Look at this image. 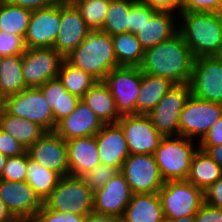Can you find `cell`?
Masks as SVG:
<instances>
[{
	"label": "cell",
	"instance_id": "cell-1",
	"mask_svg": "<svg viewBox=\"0 0 222 222\" xmlns=\"http://www.w3.org/2000/svg\"><path fill=\"white\" fill-rule=\"evenodd\" d=\"M194 59L178 32L164 42L144 50L139 68L142 73L164 77L175 84H189Z\"/></svg>",
	"mask_w": 222,
	"mask_h": 222
},
{
	"label": "cell",
	"instance_id": "cell-2",
	"mask_svg": "<svg viewBox=\"0 0 222 222\" xmlns=\"http://www.w3.org/2000/svg\"><path fill=\"white\" fill-rule=\"evenodd\" d=\"M178 30L194 58L221 56L222 13L180 11Z\"/></svg>",
	"mask_w": 222,
	"mask_h": 222
},
{
	"label": "cell",
	"instance_id": "cell-3",
	"mask_svg": "<svg viewBox=\"0 0 222 222\" xmlns=\"http://www.w3.org/2000/svg\"><path fill=\"white\" fill-rule=\"evenodd\" d=\"M65 60L96 81H103L112 69L118 67L112 38L100 30L90 31Z\"/></svg>",
	"mask_w": 222,
	"mask_h": 222
},
{
	"label": "cell",
	"instance_id": "cell-4",
	"mask_svg": "<svg viewBox=\"0 0 222 222\" xmlns=\"http://www.w3.org/2000/svg\"><path fill=\"white\" fill-rule=\"evenodd\" d=\"M198 148V142L184 136L163 137L154 153L162 179L186 180Z\"/></svg>",
	"mask_w": 222,
	"mask_h": 222
},
{
	"label": "cell",
	"instance_id": "cell-5",
	"mask_svg": "<svg viewBox=\"0 0 222 222\" xmlns=\"http://www.w3.org/2000/svg\"><path fill=\"white\" fill-rule=\"evenodd\" d=\"M43 204L52 211L88 215L93 212V192L80 177L62 176Z\"/></svg>",
	"mask_w": 222,
	"mask_h": 222
},
{
	"label": "cell",
	"instance_id": "cell-6",
	"mask_svg": "<svg viewBox=\"0 0 222 222\" xmlns=\"http://www.w3.org/2000/svg\"><path fill=\"white\" fill-rule=\"evenodd\" d=\"M158 193L164 219L194 216L204 203L203 191L187 180L166 181Z\"/></svg>",
	"mask_w": 222,
	"mask_h": 222
},
{
	"label": "cell",
	"instance_id": "cell-7",
	"mask_svg": "<svg viewBox=\"0 0 222 222\" xmlns=\"http://www.w3.org/2000/svg\"><path fill=\"white\" fill-rule=\"evenodd\" d=\"M2 109L9 115L37 123L47 132H54L52 110L38 87L25 88L17 94L3 98Z\"/></svg>",
	"mask_w": 222,
	"mask_h": 222
},
{
	"label": "cell",
	"instance_id": "cell-8",
	"mask_svg": "<svg viewBox=\"0 0 222 222\" xmlns=\"http://www.w3.org/2000/svg\"><path fill=\"white\" fill-rule=\"evenodd\" d=\"M222 115V104L188 98L179 116V136L200 142Z\"/></svg>",
	"mask_w": 222,
	"mask_h": 222
},
{
	"label": "cell",
	"instance_id": "cell-9",
	"mask_svg": "<svg viewBox=\"0 0 222 222\" xmlns=\"http://www.w3.org/2000/svg\"><path fill=\"white\" fill-rule=\"evenodd\" d=\"M103 82L115 100L119 115H136V100L142 83L140 68L118 66L106 75Z\"/></svg>",
	"mask_w": 222,
	"mask_h": 222
},
{
	"label": "cell",
	"instance_id": "cell-10",
	"mask_svg": "<svg viewBox=\"0 0 222 222\" xmlns=\"http://www.w3.org/2000/svg\"><path fill=\"white\" fill-rule=\"evenodd\" d=\"M189 86L194 97L222 104V57L195 58Z\"/></svg>",
	"mask_w": 222,
	"mask_h": 222
},
{
	"label": "cell",
	"instance_id": "cell-11",
	"mask_svg": "<svg viewBox=\"0 0 222 222\" xmlns=\"http://www.w3.org/2000/svg\"><path fill=\"white\" fill-rule=\"evenodd\" d=\"M120 172L132 194L158 193L164 185L154 154H129Z\"/></svg>",
	"mask_w": 222,
	"mask_h": 222
},
{
	"label": "cell",
	"instance_id": "cell-12",
	"mask_svg": "<svg viewBox=\"0 0 222 222\" xmlns=\"http://www.w3.org/2000/svg\"><path fill=\"white\" fill-rule=\"evenodd\" d=\"M191 95L189 84H175L148 113L153 126L163 136H179V116Z\"/></svg>",
	"mask_w": 222,
	"mask_h": 222
},
{
	"label": "cell",
	"instance_id": "cell-13",
	"mask_svg": "<svg viewBox=\"0 0 222 222\" xmlns=\"http://www.w3.org/2000/svg\"><path fill=\"white\" fill-rule=\"evenodd\" d=\"M65 58L53 48H27L22 55V72L28 88L42 86L58 78Z\"/></svg>",
	"mask_w": 222,
	"mask_h": 222
},
{
	"label": "cell",
	"instance_id": "cell-14",
	"mask_svg": "<svg viewBox=\"0 0 222 222\" xmlns=\"http://www.w3.org/2000/svg\"><path fill=\"white\" fill-rule=\"evenodd\" d=\"M0 199L19 222H32L43 205L26 181L0 179Z\"/></svg>",
	"mask_w": 222,
	"mask_h": 222
},
{
	"label": "cell",
	"instance_id": "cell-15",
	"mask_svg": "<svg viewBox=\"0 0 222 222\" xmlns=\"http://www.w3.org/2000/svg\"><path fill=\"white\" fill-rule=\"evenodd\" d=\"M124 132L129 154H154L163 136L147 115H123L117 121Z\"/></svg>",
	"mask_w": 222,
	"mask_h": 222
},
{
	"label": "cell",
	"instance_id": "cell-16",
	"mask_svg": "<svg viewBox=\"0 0 222 222\" xmlns=\"http://www.w3.org/2000/svg\"><path fill=\"white\" fill-rule=\"evenodd\" d=\"M60 30V2L32 11L24 37L26 48H53Z\"/></svg>",
	"mask_w": 222,
	"mask_h": 222
},
{
	"label": "cell",
	"instance_id": "cell-17",
	"mask_svg": "<svg viewBox=\"0 0 222 222\" xmlns=\"http://www.w3.org/2000/svg\"><path fill=\"white\" fill-rule=\"evenodd\" d=\"M178 28L179 13L160 11L145 5V22L135 35L146 50L176 35Z\"/></svg>",
	"mask_w": 222,
	"mask_h": 222
},
{
	"label": "cell",
	"instance_id": "cell-18",
	"mask_svg": "<svg viewBox=\"0 0 222 222\" xmlns=\"http://www.w3.org/2000/svg\"><path fill=\"white\" fill-rule=\"evenodd\" d=\"M73 3L60 2V30L53 45L64 58L76 49L90 33Z\"/></svg>",
	"mask_w": 222,
	"mask_h": 222
},
{
	"label": "cell",
	"instance_id": "cell-19",
	"mask_svg": "<svg viewBox=\"0 0 222 222\" xmlns=\"http://www.w3.org/2000/svg\"><path fill=\"white\" fill-rule=\"evenodd\" d=\"M131 197L129 184L119 171L101 189L93 193V211L121 218Z\"/></svg>",
	"mask_w": 222,
	"mask_h": 222
},
{
	"label": "cell",
	"instance_id": "cell-20",
	"mask_svg": "<svg viewBox=\"0 0 222 222\" xmlns=\"http://www.w3.org/2000/svg\"><path fill=\"white\" fill-rule=\"evenodd\" d=\"M29 158L46 168L55 170L61 176H68L66 141L55 132H46L27 150Z\"/></svg>",
	"mask_w": 222,
	"mask_h": 222
},
{
	"label": "cell",
	"instance_id": "cell-21",
	"mask_svg": "<svg viewBox=\"0 0 222 222\" xmlns=\"http://www.w3.org/2000/svg\"><path fill=\"white\" fill-rule=\"evenodd\" d=\"M101 164L121 170L129 156L128 145L123 130L118 123L104 124L95 135Z\"/></svg>",
	"mask_w": 222,
	"mask_h": 222
},
{
	"label": "cell",
	"instance_id": "cell-22",
	"mask_svg": "<svg viewBox=\"0 0 222 222\" xmlns=\"http://www.w3.org/2000/svg\"><path fill=\"white\" fill-rule=\"evenodd\" d=\"M103 125L99 117L80 100L76 109L56 124L54 132L68 141L74 138L95 136Z\"/></svg>",
	"mask_w": 222,
	"mask_h": 222
},
{
	"label": "cell",
	"instance_id": "cell-23",
	"mask_svg": "<svg viewBox=\"0 0 222 222\" xmlns=\"http://www.w3.org/2000/svg\"><path fill=\"white\" fill-rule=\"evenodd\" d=\"M66 144L70 176L80 177L101 163L95 136L74 138Z\"/></svg>",
	"mask_w": 222,
	"mask_h": 222
},
{
	"label": "cell",
	"instance_id": "cell-24",
	"mask_svg": "<svg viewBox=\"0 0 222 222\" xmlns=\"http://www.w3.org/2000/svg\"><path fill=\"white\" fill-rule=\"evenodd\" d=\"M159 193L132 194L120 222H164Z\"/></svg>",
	"mask_w": 222,
	"mask_h": 222
},
{
	"label": "cell",
	"instance_id": "cell-25",
	"mask_svg": "<svg viewBox=\"0 0 222 222\" xmlns=\"http://www.w3.org/2000/svg\"><path fill=\"white\" fill-rule=\"evenodd\" d=\"M38 88L42 91L48 106L52 110L55 130L56 124L71 114L81 99L69 93L59 78L50 79Z\"/></svg>",
	"mask_w": 222,
	"mask_h": 222
},
{
	"label": "cell",
	"instance_id": "cell-26",
	"mask_svg": "<svg viewBox=\"0 0 222 222\" xmlns=\"http://www.w3.org/2000/svg\"><path fill=\"white\" fill-rule=\"evenodd\" d=\"M174 85L175 83L167 78L142 73L141 88L136 100V114L148 115Z\"/></svg>",
	"mask_w": 222,
	"mask_h": 222
},
{
	"label": "cell",
	"instance_id": "cell-27",
	"mask_svg": "<svg viewBox=\"0 0 222 222\" xmlns=\"http://www.w3.org/2000/svg\"><path fill=\"white\" fill-rule=\"evenodd\" d=\"M81 100L104 124L117 123L121 118L116 109L115 100L103 81H97Z\"/></svg>",
	"mask_w": 222,
	"mask_h": 222
},
{
	"label": "cell",
	"instance_id": "cell-28",
	"mask_svg": "<svg viewBox=\"0 0 222 222\" xmlns=\"http://www.w3.org/2000/svg\"><path fill=\"white\" fill-rule=\"evenodd\" d=\"M0 129L15 138L26 149L47 132L37 123L9 115L2 108L0 109Z\"/></svg>",
	"mask_w": 222,
	"mask_h": 222
},
{
	"label": "cell",
	"instance_id": "cell-29",
	"mask_svg": "<svg viewBox=\"0 0 222 222\" xmlns=\"http://www.w3.org/2000/svg\"><path fill=\"white\" fill-rule=\"evenodd\" d=\"M221 177L222 167L206 151L198 148L193 156L190 173L186 180L204 191Z\"/></svg>",
	"mask_w": 222,
	"mask_h": 222
},
{
	"label": "cell",
	"instance_id": "cell-30",
	"mask_svg": "<svg viewBox=\"0 0 222 222\" xmlns=\"http://www.w3.org/2000/svg\"><path fill=\"white\" fill-rule=\"evenodd\" d=\"M61 175L55 170L29 158L27 153L26 182L34 189L36 195L44 202L56 188Z\"/></svg>",
	"mask_w": 222,
	"mask_h": 222
},
{
	"label": "cell",
	"instance_id": "cell-31",
	"mask_svg": "<svg viewBox=\"0 0 222 222\" xmlns=\"http://www.w3.org/2000/svg\"><path fill=\"white\" fill-rule=\"evenodd\" d=\"M28 88L22 72V55L3 56L0 62V96L5 98Z\"/></svg>",
	"mask_w": 222,
	"mask_h": 222
},
{
	"label": "cell",
	"instance_id": "cell-32",
	"mask_svg": "<svg viewBox=\"0 0 222 222\" xmlns=\"http://www.w3.org/2000/svg\"><path fill=\"white\" fill-rule=\"evenodd\" d=\"M118 66L139 67L144 49L135 34L124 32L111 36Z\"/></svg>",
	"mask_w": 222,
	"mask_h": 222
},
{
	"label": "cell",
	"instance_id": "cell-33",
	"mask_svg": "<svg viewBox=\"0 0 222 222\" xmlns=\"http://www.w3.org/2000/svg\"><path fill=\"white\" fill-rule=\"evenodd\" d=\"M138 0H111L100 31L110 36L130 32V8Z\"/></svg>",
	"mask_w": 222,
	"mask_h": 222
},
{
	"label": "cell",
	"instance_id": "cell-34",
	"mask_svg": "<svg viewBox=\"0 0 222 222\" xmlns=\"http://www.w3.org/2000/svg\"><path fill=\"white\" fill-rule=\"evenodd\" d=\"M32 11L0 0V31L25 37Z\"/></svg>",
	"mask_w": 222,
	"mask_h": 222
},
{
	"label": "cell",
	"instance_id": "cell-35",
	"mask_svg": "<svg viewBox=\"0 0 222 222\" xmlns=\"http://www.w3.org/2000/svg\"><path fill=\"white\" fill-rule=\"evenodd\" d=\"M58 78L69 93L80 99L97 82L88 73L72 66L66 60L61 65Z\"/></svg>",
	"mask_w": 222,
	"mask_h": 222
},
{
	"label": "cell",
	"instance_id": "cell-36",
	"mask_svg": "<svg viewBox=\"0 0 222 222\" xmlns=\"http://www.w3.org/2000/svg\"><path fill=\"white\" fill-rule=\"evenodd\" d=\"M111 0H75L72 3L91 31L101 30Z\"/></svg>",
	"mask_w": 222,
	"mask_h": 222
},
{
	"label": "cell",
	"instance_id": "cell-37",
	"mask_svg": "<svg viewBox=\"0 0 222 222\" xmlns=\"http://www.w3.org/2000/svg\"><path fill=\"white\" fill-rule=\"evenodd\" d=\"M119 171L120 170L118 168L100 163L92 170L81 175L80 178L94 193L95 191L101 189Z\"/></svg>",
	"mask_w": 222,
	"mask_h": 222
},
{
	"label": "cell",
	"instance_id": "cell-38",
	"mask_svg": "<svg viewBox=\"0 0 222 222\" xmlns=\"http://www.w3.org/2000/svg\"><path fill=\"white\" fill-rule=\"evenodd\" d=\"M27 151L19 156L8 157L0 179L26 181Z\"/></svg>",
	"mask_w": 222,
	"mask_h": 222
},
{
	"label": "cell",
	"instance_id": "cell-39",
	"mask_svg": "<svg viewBox=\"0 0 222 222\" xmlns=\"http://www.w3.org/2000/svg\"><path fill=\"white\" fill-rule=\"evenodd\" d=\"M26 49L23 36L0 31V55L2 57L23 55Z\"/></svg>",
	"mask_w": 222,
	"mask_h": 222
},
{
	"label": "cell",
	"instance_id": "cell-40",
	"mask_svg": "<svg viewBox=\"0 0 222 222\" xmlns=\"http://www.w3.org/2000/svg\"><path fill=\"white\" fill-rule=\"evenodd\" d=\"M86 216L71 212L52 211L43 204L32 222H84Z\"/></svg>",
	"mask_w": 222,
	"mask_h": 222
},
{
	"label": "cell",
	"instance_id": "cell-41",
	"mask_svg": "<svg viewBox=\"0 0 222 222\" xmlns=\"http://www.w3.org/2000/svg\"><path fill=\"white\" fill-rule=\"evenodd\" d=\"M181 11L222 13V0H184Z\"/></svg>",
	"mask_w": 222,
	"mask_h": 222
},
{
	"label": "cell",
	"instance_id": "cell-42",
	"mask_svg": "<svg viewBox=\"0 0 222 222\" xmlns=\"http://www.w3.org/2000/svg\"><path fill=\"white\" fill-rule=\"evenodd\" d=\"M26 148L15 138L0 129V153L7 156H19L26 152Z\"/></svg>",
	"mask_w": 222,
	"mask_h": 222
},
{
	"label": "cell",
	"instance_id": "cell-43",
	"mask_svg": "<svg viewBox=\"0 0 222 222\" xmlns=\"http://www.w3.org/2000/svg\"><path fill=\"white\" fill-rule=\"evenodd\" d=\"M204 203L222 209V177L203 191Z\"/></svg>",
	"mask_w": 222,
	"mask_h": 222
},
{
	"label": "cell",
	"instance_id": "cell-44",
	"mask_svg": "<svg viewBox=\"0 0 222 222\" xmlns=\"http://www.w3.org/2000/svg\"><path fill=\"white\" fill-rule=\"evenodd\" d=\"M194 218L196 222H222V209L203 203Z\"/></svg>",
	"mask_w": 222,
	"mask_h": 222
},
{
	"label": "cell",
	"instance_id": "cell-45",
	"mask_svg": "<svg viewBox=\"0 0 222 222\" xmlns=\"http://www.w3.org/2000/svg\"><path fill=\"white\" fill-rule=\"evenodd\" d=\"M145 22V4L138 0L130 8V33L136 34Z\"/></svg>",
	"mask_w": 222,
	"mask_h": 222
},
{
	"label": "cell",
	"instance_id": "cell-46",
	"mask_svg": "<svg viewBox=\"0 0 222 222\" xmlns=\"http://www.w3.org/2000/svg\"><path fill=\"white\" fill-rule=\"evenodd\" d=\"M220 144H222V115L198 143L199 146H217Z\"/></svg>",
	"mask_w": 222,
	"mask_h": 222
},
{
	"label": "cell",
	"instance_id": "cell-47",
	"mask_svg": "<svg viewBox=\"0 0 222 222\" xmlns=\"http://www.w3.org/2000/svg\"><path fill=\"white\" fill-rule=\"evenodd\" d=\"M143 4L160 11H174L179 13L182 10L184 0H140Z\"/></svg>",
	"mask_w": 222,
	"mask_h": 222
},
{
	"label": "cell",
	"instance_id": "cell-48",
	"mask_svg": "<svg viewBox=\"0 0 222 222\" xmlns=\"http://www.w3.org/2000/svg\"><path fill=\"white\" fill-rule=\"evenodd\" d=\"M9 4L20 6L30 11L54 6L62 0H4Z\"/></svg>",
	"mask_w": 222,
	"mask_h": 222
},
{
	"label": "cell",
	"instance_id": "cell-49",
	"mask_svg": "<svg viewBox=\"0 0 222 222\" xmlns=\"http://www.w3.org/2000/svg\"><path fill=\"white\" fill-rule=\"evenodd\" d=\"M84 222H120V218L113 215L96 213L93 211L86 216Z\"/></svg>",
	"mask_w": 222,
	"mask_h": 222
},
{
	"label": "cell",
	"instance_id": "cell-50",
	"mask_svg": "<svg viewBox=\"0 0 222 222\" xmlns=\"http://www.w3.org/2000/svg\"><path fill=\"white\" fill-rule=\"evenodd\" d=\"M200 149L207 152V154L222 167V144L217 146H199Z\"/></svg>",
	"mask_w": 222,
	"mask_h": 222
},
{
	"label": "cell",
	"instance_id": "cell-51",
	"mask_svg": "<svg viewBox=\"0 0 222 222\" xmlns=\"http://www.w3.org/2000/svg\"><path fill=\"white\" fill-rule=\"evenodd\" d=\"M0 222H19L0 199Z\"/></svg>",
	"mask_w": 222,
	"mask_h": 222
},
{
	"label": "cell",
	"instance_id": "cell-52",
	"mask_svg": "<svg viewBox=\"0 0 222 222\" xmlns=\"http://www.w3.org/2000/svg\"><path fill=\"white\" fill-rule=\"evenodd\" d=\"M164 222H196L194 216H187L178 219H165Z\"/></svg>",
	"mask_w": 222,
	"mask_h": 222
},
{
	"label": "cell",
	"instance_id": "cell-53",
	"mask_svg": "<svg viewBox=\"0 0 222 222\" xmlns=\"http://www.w3.org/2000/svg\"><path fill=\"white\" fill-rule=\"evenodd\" d=\"M7 158H8L7 156L0 153V178L3 173V169H4Z\"/></svg>",
	"mask_w": 222,
	"mask_h": 222
},
{
	"label": "cell",
	"instance_id": "cell-54",
	"mask_svg": "<svg viewBox=\"0 0 222 222\" xmlns=\"http://www.w3.org/2000/svg\"><path fill=\"white\" fill-rule=\"evenodd\" d=\"M64 2L72 3L75 0H63Z\"/></svg>",
	"mask_w": 222,
	"mask_h": 222
},
{
	"label": "cell",
	"instance_id": "cell-55",
	"mask_svg": "<svg viewBox=\"0 0 222 222\" xmlns=\"http://www.w3.org/2000/svg\"><path fill=\"white\" fill-rule=\"evenodd\" d=\"M2 101H3V99L0 96V109L2 108Z\"/></svg>",
	"mask_w": 222,
	"mask_h": 222
}]
</instances>
